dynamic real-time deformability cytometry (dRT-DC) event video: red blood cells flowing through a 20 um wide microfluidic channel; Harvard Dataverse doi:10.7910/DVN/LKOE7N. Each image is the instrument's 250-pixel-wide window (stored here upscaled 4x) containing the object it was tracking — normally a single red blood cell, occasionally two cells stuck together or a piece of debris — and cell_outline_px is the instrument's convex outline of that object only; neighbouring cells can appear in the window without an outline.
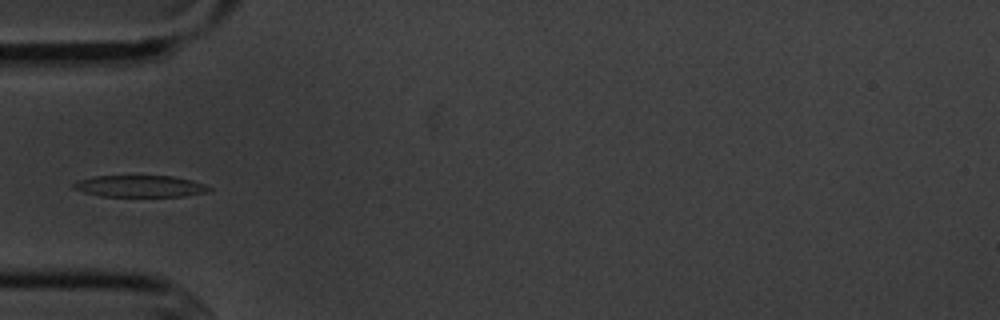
{"species": "common noctule bat (a hibernating species)", "species_latin": "Nyctalus noctula", "temperature_condition": "cold", "stored_images_in_passage": 8, "camera_frame_rate_fps": 3000, "um_per_image_px": 0.085, "animal": {"sex": "male", "body_mass_g": 20.1, "forearm_length_mm": 53.5}, "frame": {"image": 1, "passage_image": 4, "time_ms": 3.667, "image_size_px": [1000, 320], "cell_outline_px": [[212, 188], [208, 192], [184, 196], [100, 196], [84, 192], [72, 188], [72, 184], [76, 180], [96, 176], [172, 176], [192, 180], [204, 184]], "centroid_in_image_um": [11.88, 15.82], "position_along_channel_um": 73.1, "area_um2": 17.11}}
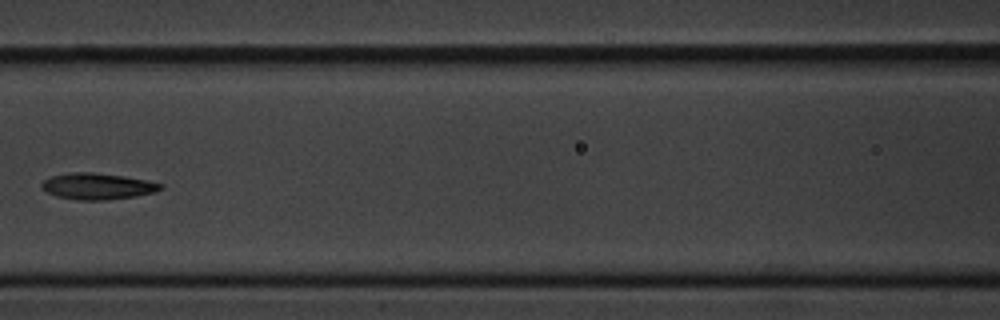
{"frame": {"image": 2, "passage_image": 6, "time_ms": 6.0, "image_size_px": [1000, 320], "cell_outline_px": [[164, 188], [156, 192], [136, 196], [108, 200], [76, 200], [56, 196], [40, 188], [40, 184], [44, 180], [52, 176], [68, 172], [92, 172], [124, 176], [164, 184]], "centroid_in_image_um": [8.28, 15.83], "position_along_channel_um": 158.3, "area_um2": 18.38}}
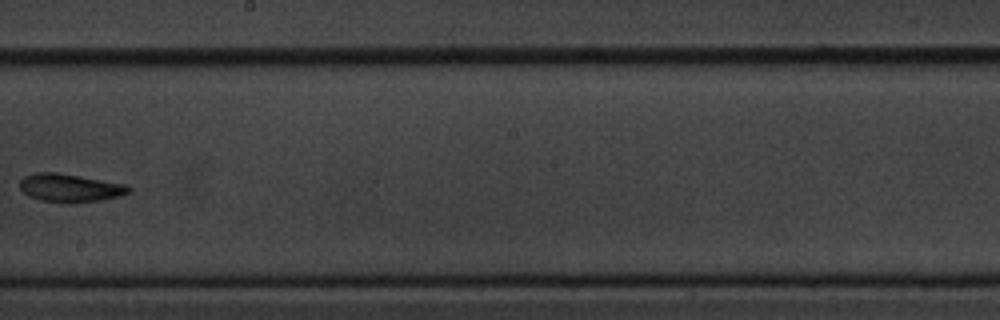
{"frame": {"image": 3, "passage_image": 8, "time_ms": 8.333, "image_size_px": [1000, 320], "cell_outline_px": [[132, 192], [120, 196], [100, 200], [76, 204], [64, 204], [40, 200], [28, 196], [20, 188], [20, 180], [24, 176], [36, 172], [56, 172], [128, 184], [132, 188]], "centroid_in_image_um": [5.98, 15.99], "position_along_channel_um": 242.2, "area_um2": 18.38}}